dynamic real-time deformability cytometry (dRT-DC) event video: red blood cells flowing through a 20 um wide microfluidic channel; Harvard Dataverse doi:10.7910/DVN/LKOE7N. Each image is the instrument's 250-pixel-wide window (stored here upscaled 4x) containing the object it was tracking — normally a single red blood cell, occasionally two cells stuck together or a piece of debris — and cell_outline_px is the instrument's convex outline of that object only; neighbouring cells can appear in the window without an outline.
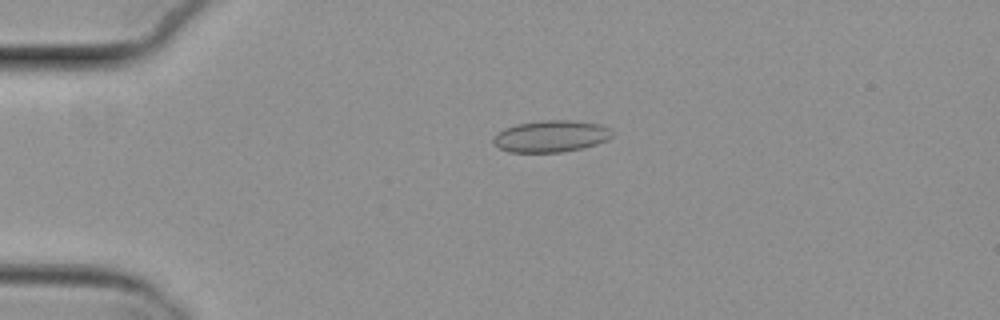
{"species": "common noctule bat (a hibernating species)", "species_latin": "Nyctalus noctula", "temperature_condition": "cold", "stored_images_in_passage": 46, "camera_frame_rate_fps": 3000, "um_per_image_px": 0.085, "animal": {"sex": "female", "body_mass_g": 29.2, "forearm_length_mm": 56.3}, "frame": {"image": 1, "passage_image": 5, "time_ms": 1.333, "image_size_px": [1000, 320], "cell_outline_px": [[612, 136], [608, 140], [596, 144], [580, 148], [560, 152], [508, 152], [500, 148], [492, 140], [504, 128], [516, 124], [540, 120], [572, 120], [600, 124], [608, 128], [612, 132]], "centroid_in_image_um": [46.85, 11.57], "position_along_channel_um": 38.2, "area_um2": 21.79}}
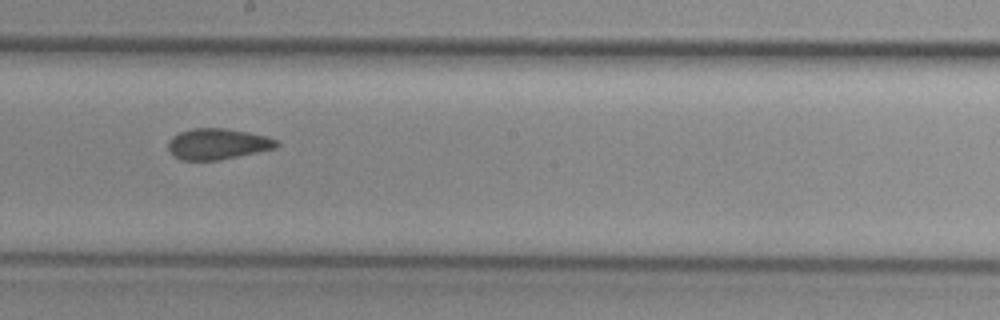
{"frame": {"image": 2, "passage_image": 23, "time_ms": 7.333, "image_size_px": [1000, 320], "cell_outline_px": [[280, 144], [276, 148], [220, 160], [180, 160], [168, 148], [168, 140], [172, 136], [180, 132], [192, 128], [224, 128], [248, 132], [264, 136], [276, 140]], "centroid_in_image_um": [18.48, 12.23], "position_along_channel_um": 229.7, "area_um2": 19.42}}
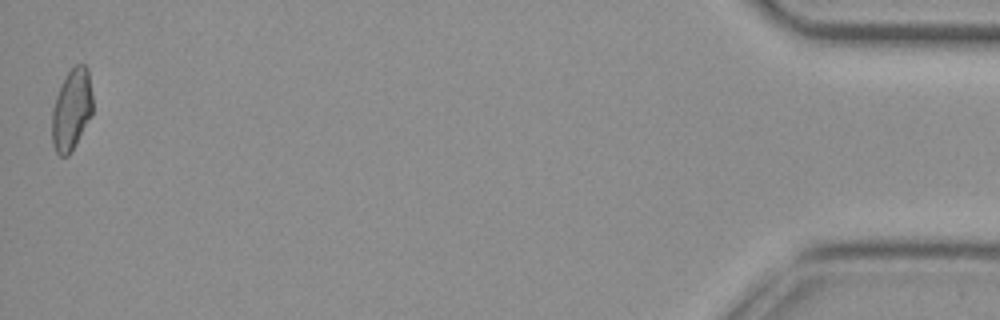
{"frame": {"image": 3, "passage_image": 46, "time_ms": 15.0, "image_size_px": [1000, 320], "cell_outline_px": [[92, 116], [68, 156], [60, 156], [56, 152], [52, 144], [52, 108], [60, 84], [68, 72], [76, 64], [84, 64], [88, 68], [92, 96]], "centroid_in_image_um": [6.08, 9.31], "position_along_channel_um": 429.1, "area_um2": 19.36}, "authors_computed_cell_mechanics": {"area_um2": 19.6231, "velocity_mm_per_s": 3.8301, "shape_relaxation_time_tau1_ms": null, "shape_relaxation_time_tau2_ms": 2.765, "deformation_change_tau1": null, "deformation_change_tau2": 0.0949}}